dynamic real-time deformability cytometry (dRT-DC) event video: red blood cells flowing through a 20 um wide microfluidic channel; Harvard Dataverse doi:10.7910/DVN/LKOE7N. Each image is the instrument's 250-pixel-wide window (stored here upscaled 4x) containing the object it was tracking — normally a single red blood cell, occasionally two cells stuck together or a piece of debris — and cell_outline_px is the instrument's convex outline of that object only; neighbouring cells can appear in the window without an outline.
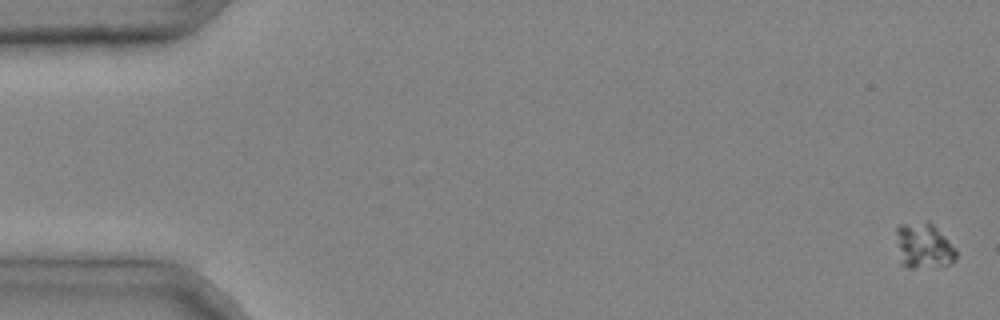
{"species": "common noctule bat (a hibernating species)", "species_latin": "Nyctalus noctula", "temperature_condition": "cold", "stored_images_in_passage": 5, "camera_frame_rate_fps": 3000, "um_per_image_px": 0.085, "animal": {"sex": "male", "body_mass_g": 20.4}, "frame": {"image": 1, "passage_image": 1, "time_ms": 0.0, "image_size_px": [1000, 320], "cell_outline_px": [[956, 260], [948, 264], [912, 268], [908, 268], [900, 264], [896, 232], [896, 228], [900, 224], [928, 220], [956, 248]], "centroid_in_image_um": [78.48, 20.88], "position_along_channel_um": 6.5, "area_um2": 15.84}}